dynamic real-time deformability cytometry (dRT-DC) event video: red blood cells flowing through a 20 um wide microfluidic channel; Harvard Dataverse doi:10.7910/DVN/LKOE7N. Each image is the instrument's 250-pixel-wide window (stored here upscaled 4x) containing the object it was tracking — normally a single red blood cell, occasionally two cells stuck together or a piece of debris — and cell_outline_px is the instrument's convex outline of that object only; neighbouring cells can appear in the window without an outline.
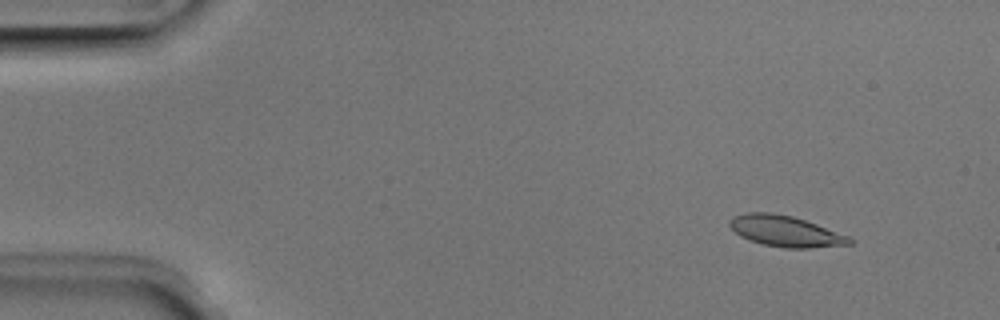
{"species": "Egyptian fruit bat (a non-hibernating species)", "species_latin": "Rousettus aegyptiacus", "temperature_condition": "room temperature", "stored_images_in_passage": 47, "camera_frame_rate_fps": 3000, "um_per_image_px": 0.085, "animal": {"sex": "male"}, "frame": {"image": 1, "passage_image": 1, "time_ms": 0.0, "image_size_px": [1000, 320], "cell_outline_px": [[856, 240], [852, 244], [808, 248], [784, 248], [764, 244], [748, 240], [740, 236], [728, 224], [728, 220], [732, 216], [744, 212], [772, 212], [792, 216], [816, 224], [848, 236]], "centroid_in_image_um": [66.73, 19.64], "position_along_channel_um": 18.3, "area_um2": 21.68}}
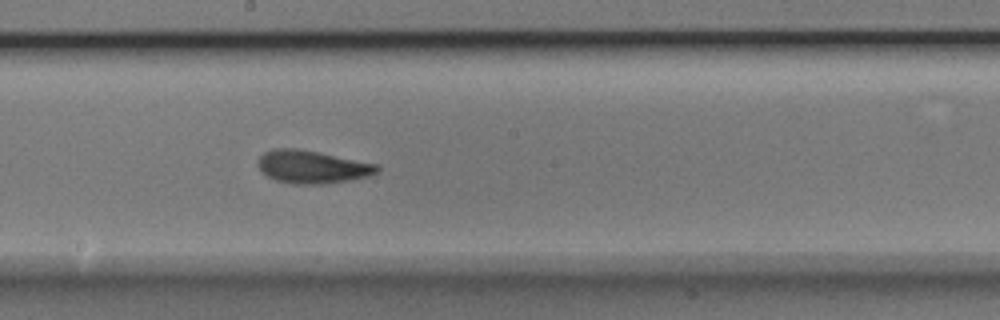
{"frame": {"image": 2, "passage_image": 24, "time_ms": 7.667, "image_size_px": [1000, 320], "cell_outline_px": [[380, 172], [372, 176], [324, 184], [296, 184], [276, 180], [268, 176], [256, 164], [260, 156], [264, 152], [276, 148], [296, 148], [380, 164]], "centroid_in_image_um": [26.6, 14.18], "position_along_channel_um": 221.6, "area_um2": 22.89}}
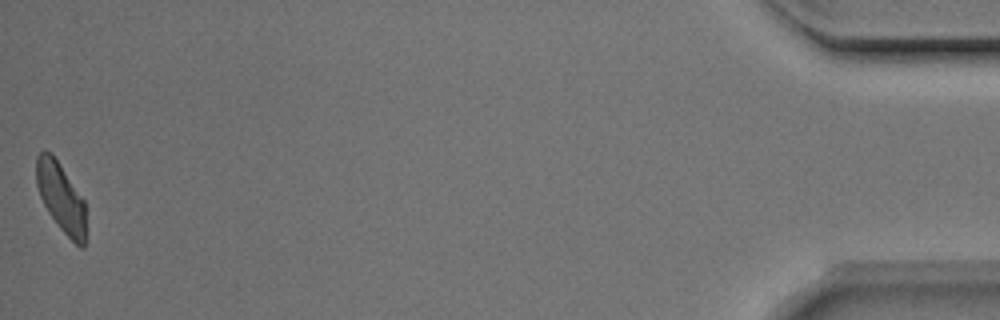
{"frame": {"image": 3, "passage_image": 47, "time_ms": 15.333, "image_size_px": [1000, 320], "cell_outline_px": [[84, 248], [80, 248], [60, 228], [48, 212], [40, 196], [36, 184], [36, 156], [44, 148], [52, 152], [84, 200]], "centroid_in_image_um": [5.14, 16.71], "position_along_channel_um": 430.1, "area_um2": 19.77}, "authors_computed_cell_mechanics": {"area_um2": 21.7906, "velocity_mm_per_s": 3.9466, "shape_relaxation_time_tau1_ms": 2.8081, "shape_relaxation_time_tau2_ms": 1.7385, "deformation_change_tau1": 0.1112, "deformation_change_tau2": 0.0797}}